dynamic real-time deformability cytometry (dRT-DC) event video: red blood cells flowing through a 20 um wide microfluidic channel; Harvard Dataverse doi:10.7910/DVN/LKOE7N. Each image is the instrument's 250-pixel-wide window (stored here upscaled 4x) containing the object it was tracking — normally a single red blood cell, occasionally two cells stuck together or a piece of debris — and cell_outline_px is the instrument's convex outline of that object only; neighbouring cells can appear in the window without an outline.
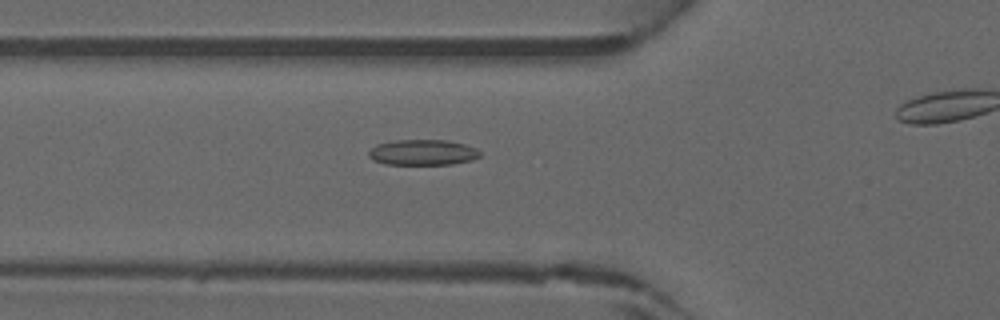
{"species": "common noctule bat (a hibernating species)", "species_latin": "Nyctalus noctula", "temperature_condition": "warm", "stored_images_in_passage": 38, "camera_frame_rate_fps": 3000, "um_per_image_px": 0.085, "animal": {"sex": "male", "forearm_length_mm": 52.5}, "frame": {"image": 1, "passage_image": 17, "time_ms": 5.333, "image_size_px": [1000, 320], "cell_outline_px": [[480, 156], [472, 160], [452, 164], [384, 164], [372, 160], [368, 156], [368, 152], [376, 144], [396, 140], [448, 140], [464, 144], [476, 148], [480, 152]], "centroid_in_image_um": [35.92, 12.95], "position_along_channel_um": 89.9, "area_um2": 16.65}}
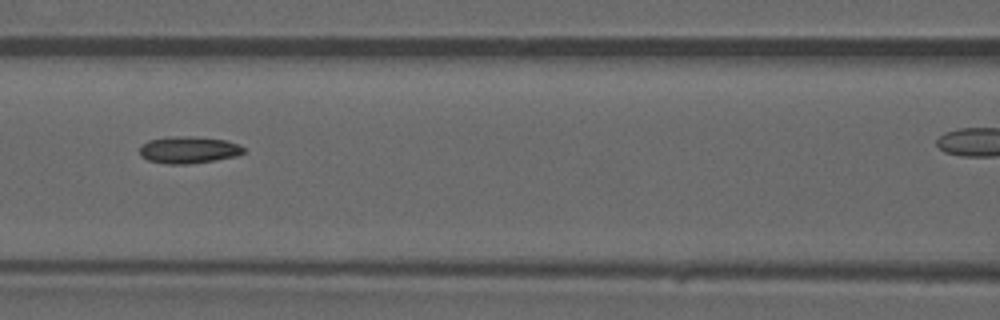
{"frame": {"image": 2, "passage_image": 21, "time_ms": 6.667, "image_size_px": [1000, 320], "cell_outline_px": [[244, 152], [236, 156], [216, 160], [188, 164], [168, 164], [148, 160], [140, 156], [140, 144], [148, 140], [176, 136], [192, 136], [224, 140], [240, 144], [244, 148]], "centroid_in_image_um": [16.02, 12.74], "position_along_channel_um": 150.6, "area_um2": 16.36}}
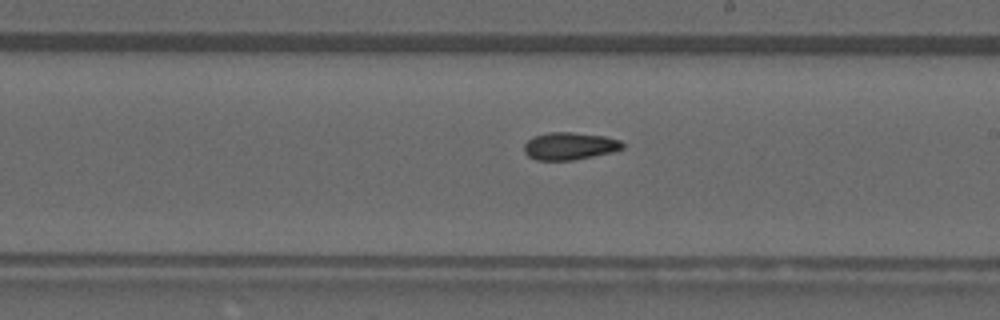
{"frame": {"image": 3, "passage_image": 27, "time_ms": 8.667, "image_size_px": [1000, 320], "cell_outline_px": [[624, 148], [612, 152], [572, 160], [536, 160], [528, 156], [524, 152], [524, 144], [532, 136], [548, 132], [572, 132], [604, 136], [620, 140], [624, 144]], "centroid_in_image_um": [48.39, 12.41], "position_along_channel_um": 240.6, "area_um2": 15.78}}